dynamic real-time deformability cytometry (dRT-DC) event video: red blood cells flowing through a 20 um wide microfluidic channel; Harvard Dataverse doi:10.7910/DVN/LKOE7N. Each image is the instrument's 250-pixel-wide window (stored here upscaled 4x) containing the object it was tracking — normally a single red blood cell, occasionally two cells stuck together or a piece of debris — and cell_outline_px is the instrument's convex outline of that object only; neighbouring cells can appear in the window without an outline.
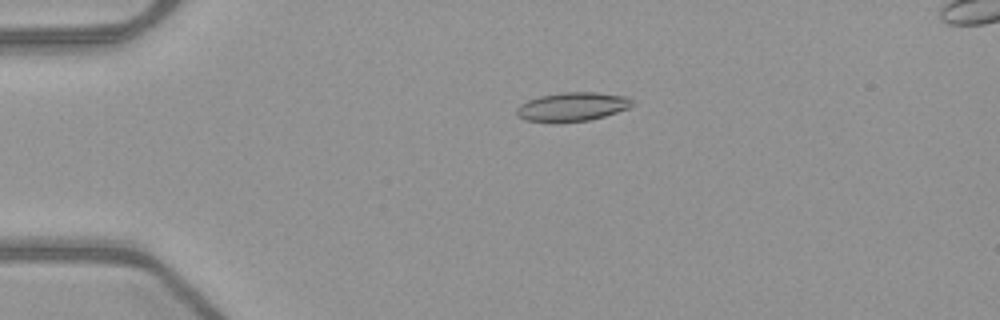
{"species": "common noctule bat (a hibernating species)", "species_latin": "Nyctalus noctula", "temperature_condition": "warm", "stored_images_in_passage": 53, "camera_frame_rate_fps": 3000, "um_per_image_px": 0.085, "animal": {"sex": "female", "body_mass_g": 21.9}, "frame": {"image": 1, "passage_image": 13, "time_ms": 4.0, "image_size_px": [1000, 320], "cell_outline_px": [[632, 104], [628, 108], [604, 116], [588, 120], [556, 124], [524, 120], [516, 116], [516, 108], [520, 104], [528, 100], [540, 96], [560, 92], [596, 92], [628, 96], [632, 100]], "centroid_in_image_um": [48.58, 9.09], "position_along_channel_um": 36.4, "area_um2": 19.83}}
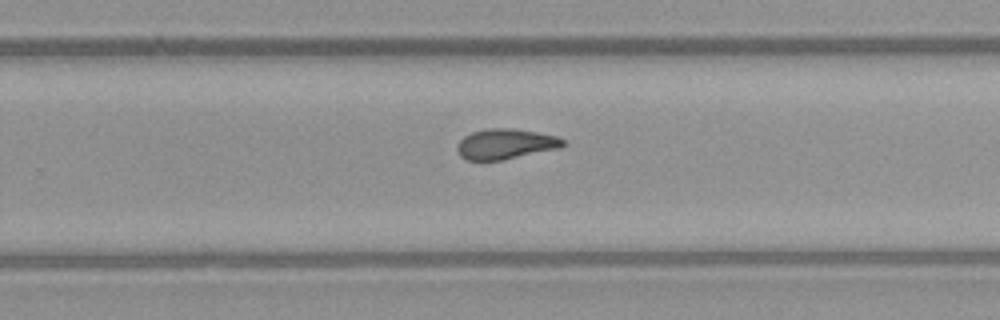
{"frame": {"image": 2, "passage_image": 35, "time_ms": 11.333, "image_size_px": [1000, 320], "cell_outline_px": [[568, 144], [560, 148], [504, 160], [468, 160], [460, 156], [456, 148], [456, 144], [464, 136], [472, 132], [488, 128], [512, 128], [536, 132], [556, 136], [564, 140]], "centroid_in_image_um": [42.97, 12.24], "position_along_channel_um": 286.8, "area_um2": 18.84}}
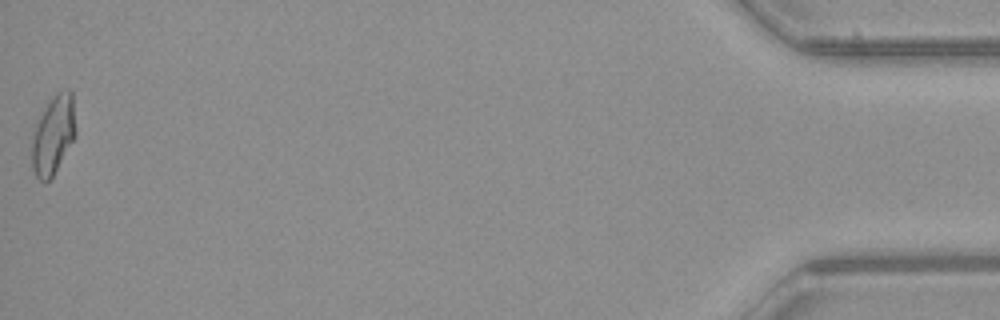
{"frame": {"image": 3, "passage_image": 53, "time_ms": 17.333, "image_size_px": [1000, 320], "cell_outline_px": [[76, 136], [52, 176], [44, 184], [36, 176], [32, 168], [32, 132], [36, 120], [44, 108], [56, 92], [68, 88], [72, 92], [76, 132]], "centroid_in_image_um": [4.51, 11.44], "position_along_channel_um": 430.7, "area_um2": 20.29}, "authors_computed_cell_mechanics": {"area_um2": 19.074, "velocity_mm_per_s": 4.0187, "shape_relaxation_time_tau1_ms": 7.0847, "shape_relaxation_time_tau2_ms": 2.0223, "deformation_change_tau1": 0.1999, "deformation_change_tau2": 0.091}}